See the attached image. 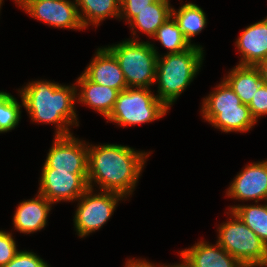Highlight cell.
Here are the masks:
<instances>
[{"label":"cell","mask_w":267,"mask_h":267,"mask_svg":"<svg viewBox=\"0 0 267 267\" xmlns=\"http://www.w3.org/2000/svg\"><path fill=\"white\" fill-rule=\"evenodd\" d=\"M147 157L148 154L128 146H89L88 187L92 188V181H95L101 191L116 192L125 197L134 190Z\"/></svg>","instance_id":"6da1fadb"},{"label":"cell","mask_w":267,"mask_h":267,"mask_svg":"<svg viewBox=\"0 0 267 267\" xmlns=\"http://www.w3.org/2000/svg\"><path fill=\"white\" fill-rule=\"evenodd\" d=\"M76 86L37 81L20 90L22 105L33 121L57 124L56 136L70 135L67 126L77 122L74 111ZM73 122V123H72Z\"/></svg>","instance_id":"7a4b0ae2"},{"label":"cell","mask_w":267,"mask_h":267,"mask_svg":"<svg viewBox=\"0 0 267 267\" xmlns=\"http://www.w3.org/2000/svg\"><path fill=\"white\" fill-rule=\"evenodd\" d=\"M203 58L202 47L192 45L180 53H167L158 56L156 80H158L157 98L167 107L175 102L182 91L191 83L199 71Z\"/></svg>","instance_id":"3957f363"},{"label":"cell","mask_w":267,"mask_h":267,"mask_svg":"<svg viewBox=\"0 0 267 267\" xmlns=\"http://www.w3.org/2000/svg\"><path fill=\"white\" fill-rule=\"evenodd\" d=\"M153 44L127 40L106 47L117 59L127 87L147 88L156 81L159 53Z\"/></svg>","instance_id":"277c9868"},{"label":"cell","mask_w":267,"mask_h":267,"mask_svg":"<svg viewBox=\"0 0 267 267\" xmlns=\"http://www.w3.org/2000/svg\"><path fill=\"white\" fill-rule=\"evenodd\" d=\"M234 219L219 229L218 244L244 267L267 266V245L232 211Z\"/></svg>","instance_id":"5b68a950"},{"label":"cell","mask_w":267,"mask_h":267,"mask_svg":"<svg viewBox=\"0 0 267 267\" xmlns=\"http://www.w3.org/2000/svg\"><path fill=\"white\" fill-rule=\"evenodd\" d=\"M167 109L149 89L128 87L119 92L107 120L124 127L132 126L159 119L166 114Z\"/></svg>","instance_id":"8992f818"},{"label":"cell","mask_w":267,"mask_h":267,"mask_svg":"<svg viewBox=\"0 0 267 267\" xmlns=\"http://www.w3.org/2000/svg\"><path fill=\"white\" fill-rule=\"evenodd\" d=\"M92 192L93 189L88 188L79 198L81 202L74 217V225L80 237L100 229L111 217L118 200L124 197L111 191H102L97 195Z\"/></svg>","instance_id":"52a82bcc"},{"label":"cell","mask_w":267,"mask_h":267,"mask_svg":"<svg viewBox=\"0 0 267 267\" xmlns=\"http://www.w3.org/2000/svg\"><path fill=\"white\" fill-rule=\"evenodd\" d=\"M34 19L53 27L83 29L81 13L76 3L69 0H15Z\"/></svg>","instance_id":"ba28073f"},{"label":"cell","mask_w":267,"mask_h":267,"mask_svg":"<svg viewBox=\"0 0 267 267\" xmlns=\"http://www.w3.org/2000/svg\"><path fill=\"white\" fill-rule=\"evenodd\" d=\"M43 169L88 174V145L70 135L55 136Z\"/></svg>","instance_id":"9c48e42d"},{"label":"cell","mask_w":267,"mask_h":267,"mask_svg":"<svg viewBox=\"0 0 267 267\" xmlns=\"http://www.w3.org/2000/svg\"><path fill=\"white\" fill-rule=\"evenodd\" d=\"M39 194L52 204L58 201L79 199L89 188L88 174H72L56 169H42Z\"/></svg>","instance_id":"30bf717a"},{"label":"cell","mask_w":267,"mask_h":267,"mask_svg":"<svg viewBox=\"0 0 267 267\" xmlns=\"http://www.w3.org/2000/svg\"><path fill=\"white\" fill-rule=\"evenodd\" d=\"M227 195L239 200L267 201V161L248 165L233 180Z\"/></svg>","instance_id":"8fae6325"},{"label":"cell","mask_w":267,"mask_h":267,"mask_svg":"<svg viewBox=\"0 0 267 267\" xmlns=\"http://www.w3.org/2000/svg\"><path fill=\"white\" fill-rule=\"evenodd\" d=\"M82 74L93 83L119 91L128 88L117 59L107 48L97 50L96 56Z\"/></svg>","instance_id":"7c38bea8"},{"label":"cell","mask_w":267,"mask_h":267,"mask_svg":"<svg viewBox=\"0 0 267 267\" xmlns=\"http://www.w3.org/2000/svg\"><path fill=\"white\" fill-rule=\"evenodd\" d=\"M236 45L242 54L239 65L256 66L267 58V17L245 28Z\"/></svg>","instance_id":"4fadbf2b"},{"label":"cell","mask_w":267,"mask_h":267,"mask_svg":"<svg viewBox=\"0 0 267 267\" xmlns=\"http://www.w3.org/2000/svg\"><path fill=\"white\" fill-rule=\"evenodd\" d=\"M190 267H244L218 243L199 242L180 253Z\"/></svg>","instance_id":"5bb4252c"},{"label":"cell","mask_w":267,"mask_h":267,"mask_svg":"<svg viewBox=\"0 0 267 267\" xmlns=\"http://www.w3.org/2000/svg\"><path fill=\"white\" fill-rule=\"evenodd\" d=\"M51 204L41 194L36 199L21 202L13 217L15 229L20 233H33L44 228Z\"/></svg>","instance_id":"9a60e30c"},{"label":"cell","mask_w":267,"mask_h":267,"mask_svg":"<svg viewBox=\"0 0 267 267\" xmlns=\"http://www.w3.org/2000/svg\"><path fill=\"white\" fill-rule=\"evenodd\" d=\"M77 86H81L79 102L89 105L104 117L108 118L115 106L119 90L108 86L93 83L83 74L77 80Z\"/></svg>","instance_id":"2e32d148"},{"label":"cell","mask_w":267,"mask_h":267,"mask_svg":"<svg viewBox=\"0 0 267 267\" xmlns=\"http://www.w3.org/2000/svg\"><path fill=\"white\" fill-rule=\"evenodd\" d=\"M225 81L245 105H249L256 91L263 84L256 66L239 64L228 74Z\"/></svg>","instance_id":"e0dca14e"},{"label":"cell","mask_w":267,"mask_h":267,"mask_svg":"<svg viewBox=\"0 0 267 267\" xmlns=\"http://www.w3.org/2000/svg\"><path fill=\"white\" fill-rule=\"evenodd\" d=\"M169 5V0H157L147 5V8L139 11L138 15L129 22L132 31L136 27L148 36L153 37L157 29L172 17V8Z\"/></svg>","instance_id":"ac0fdd59"},{"label":"cell","mask_w":267,"mask_h":267,"mask_svg":"<svg viewBox=\"0 0 267 267\" xmlns=\"http://www.w3.org/2000/svg\"><path fill=\"white\" fill-rule=\"evenodd\" d=\"M215 128L224 132L248 131L256 123L248 105L241 104L237 108L219 109V112L209 121Z\"/></svg>","instance_id":"d6986e66"},{"label":"cell","mask_w":267,"mask_h":267,"mask_svg":"<svg viewBox=\"0 0 267 267\" xmlns=\"http://www.w3.org/2000/svg\"><path fill=\"white\" fill-rule=\"evenodd\" d=\"M77 7L82 9L79 14L84 29L90 22L98 25L108 16L120 17V0H75ZM89 22V23H88Z\"/></svg>","instance_id":"ffe728a7"},{"label":"cell","mask_w":267,"mask_h":267,"mask_svg":"<svg viewBox=\"0 0 267 267\" xmlns=\"http://www.w3.org/2000/svg\"><path fill=\"white\" fill-rule=\"evenodd\" d=\"M241 104L239 96L223 80L217 86L216 91H213L206 99L204 98L202 107L203 117L209 122L219 112V109L237 108Z\"/></svg>","instance_id":"44dd1931"},{"label":"cell","mask_w":267,"mask_h":267,"mask_svg":"<svg viewBox=\"0 0 267 267\" xmlns=\"http://www.w3.org/2000/svg\"><path fill=\"white\" fill-rule=\"evenodd\" d=\"M172 16L181 29L184 37L191 44L190 40L197 35L206 25V15L203 10L193 3H186L176 12L172 8Z\"/></svg>","instance_id":"7402d4cb"},{"label":"cell","mask_w":267,"mask_h":267,"mask_svg":"<svg viewBox=\"0 0 267 267\" xmlns=\"http://www.w3.org/2000/svg\"><path fill=\"white\" fill-rule=\"evenodd\" d=\"M267 245V205L235 206L231 210Z\"/></svg>","instance_id":"603a6c76"},{"label":"cell","mask_w":267,"mask_h":267,"mask_svg":"<svg viewBox=\"0 0 267 267\" xmlns=\"http://www.w3.org/2000/svg\"><path fill=\"white\" fill-rule=\"evenodd\" d=\"M153 37L157 38L165 48L170 50L169 54L183 52L192 46L184 37L173 16L157 29Z\"/></svg>","instance_id":"cb8c5ba5"},{"label":"cell","mask_w":267,"mask_h":267,"mask_svg":"<svg viewBox=\"0 0 267 267\" xmlns=\"http://www.w3.org/2000/svg\"><path fill=\"white\" fill-rule=\"evenodd\" d=\"M20 107L12 95L0 91V133L15 128L21 118Z\"/></svg>","instance_id":"d4e9b609"},{"label":"cell","mask_w":267,"mask_h":267,"mask_svg":"<svg viewBox=\"0 0 267 267\" xmlns=\"http://www.w3.org/2000/svg\"><path fill=\"white\" fill-rule=\"evenodd\" d=\"M18 252L12 235L0 231V267L7 265Z\"/></svg>","instance_id":"484cf974"},{"label":"cell","mask_w":267,"mask_h":267,"mask_svg":"<svg viewBox=\"0 0 267 267\" xmlns=\"http://www.w3.org/2000/svg\"><path fill=\"white\" fill-rule=\"evenodd\" d=\"M3 267H49L33 252L19 251L16 256Z\"/></svg>","instance_id":"4316f807"},{"label":"cell","mask_w":267,"mask_h":267,"mask_svg":"<svg viewBox=\"0 0 267 267\" xmlns=\"http://www.w3.org/2000/svg\"><path fill=\"white\" fill-rule=\"evenodd\" d=\"M248 107L256 122L258 117L267 114V84L263 83L258 88Z\"/></svg>","instance_id":"83f0119b"},{"label":"cell","mask_w":267,"mask_h":267,"mask_svg":"<svg viewBox=\"0 0 267 267\" xmlns=\"http://www.w3.org/2000/svg\"><path fill=\"white\" fill-rule=\"evenodd\" d=\"M157 0H120V18L127 19L130 22L138 12L147 8V5L154 3Z\"/></svg>","instance_id":"f1b7e54d"},{"label":"cell","mask_w":267,"mask_h":267,"mask_svg":"<svg viewBox=\"0 0 267 267\" xmlns=\"http://www.w3.org/2000/svg\"><path fill=\"white\" fill-rule=\"evenodd\" d=\"M256 67L260 72L263 83L267 84V58L259 62Z\"/></svg>","instance_id":"f546056e"},{"label":"cell","mask_w":267,"mask_h":267,"mask_svg":"<svg viewBox=\"0 0 267 267\" xmlns=\"http://www.w3.org/2000/svg\"><path fill=\"white\" fill-rule=\"evenodd\" d=\"M126 267H156L145 260H129L126 263Z\"/></svg>","instance_id":"4dcf8cb0"},{"label":"cell","mask_w":267,"mask_h":267,"mask_svg":"<svg viewBox=\"0 0 267 267\" xmlns=\"http://www.w3.org/2000/svg\"><path fill=\"white\" fill-rule=\"evenodd\" d=\"M183 262L184 263L178 264V265H172V266H166V265L164 266V265H162L161 267H190L185 260H183Z\"/></svg>","instance_id":"1f68e13d"}]
</instances>
